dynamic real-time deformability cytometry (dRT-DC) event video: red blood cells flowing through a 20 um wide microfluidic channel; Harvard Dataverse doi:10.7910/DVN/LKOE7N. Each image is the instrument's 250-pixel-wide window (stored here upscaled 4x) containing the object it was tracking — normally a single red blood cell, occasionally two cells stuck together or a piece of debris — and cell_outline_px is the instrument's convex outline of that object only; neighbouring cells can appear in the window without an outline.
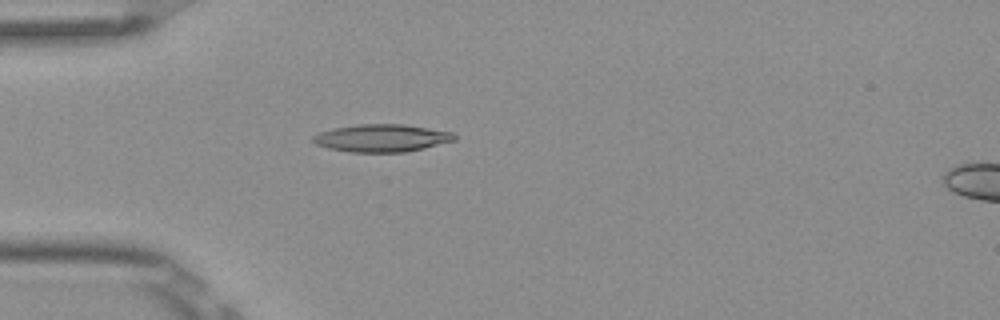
{"species": "Egyptian fruit bat (a non-hibernating species)", "species_latin": "Rousettus aegyptiacus", "temperature_condition": "room temperature", "stored_images_in_passage": 4, "camera_frame_rate_fps": 3000, "um_per_image_px": 0.085, "frame": {"image": 1, "passage_image": 3, "time_ms": 0.667, "image_size_px": [1000, 320], "cell_outline_px": [[456, 140], [424, 148], [404, 152], [348, 152], [328, 148], [316, 144], [312, 140], [312, 136], [320, 132], [332, 128], [360, 124], [400, 124], [428, 128], [452, 132], [456, 136]], "centroid_in_image_um": [32.42, 11.74], "position_along_channel_um": 52.6, "area_um2": 22.66}}